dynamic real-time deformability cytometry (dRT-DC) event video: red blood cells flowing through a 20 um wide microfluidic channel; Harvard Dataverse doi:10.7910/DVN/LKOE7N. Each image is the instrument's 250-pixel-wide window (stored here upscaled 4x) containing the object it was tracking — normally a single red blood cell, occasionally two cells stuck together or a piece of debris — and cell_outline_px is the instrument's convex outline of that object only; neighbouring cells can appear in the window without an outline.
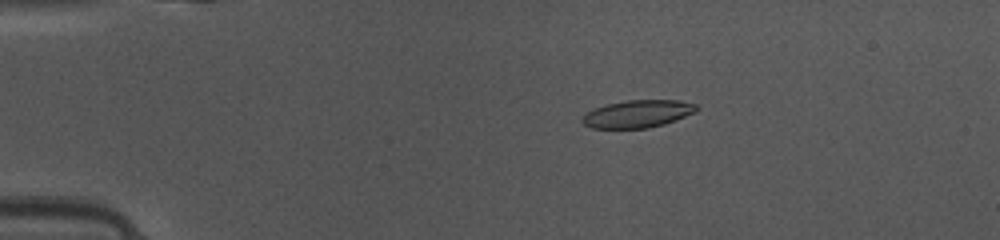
{"species": "common noctule bat (a hibernating species)", "species_latin": "Nyctalus noctula", "temperature_condition": "warm", "stored_images_in_passage": 49, "camera_frame_rate_fps": 3000, "um_per_image_px": 0.085, "animal": {"sex": "female", "body_mass_g": 10.0, "forearm_length_mm": 53.1}, "frame": {"image": 1, "passage_image": 10, "time_ms": 3.0, "image_size_px": [1000, 240], "cell_outline_px": [[700, 108], [696, 112], [676, 120], [664, 124], [648, 128], [592, 128], [584, 124], [580, 120], [588, 112], [596, 108], [608, 104], [628, 100], [680, 100], [696, 104]], "centroid_in_image_um": [54.26, 9.67], "position_along_channel_um": 30.7, "area_um2": 18.26}}
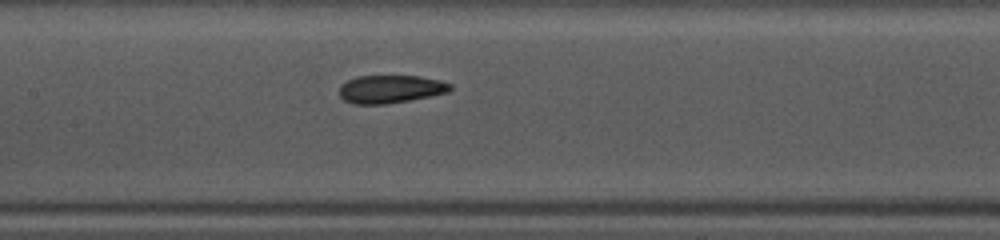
{"frame": {"image": 2, "passage_image": 24, "time_ms": 7.667, "image_size_px": [1000, 240], "cell_outline_px": [[452, 88], [448, 92], [432, 96], [384, 104], [352, 104], [344, 100], [340, 96], [340, 84], [356, 76], [420, 76], [440, 80], [452, 84]], "centroid_in_image_um": [33.19, 7.57], "position_along_channel_um": 174.2, "area_um2": 18.15}}
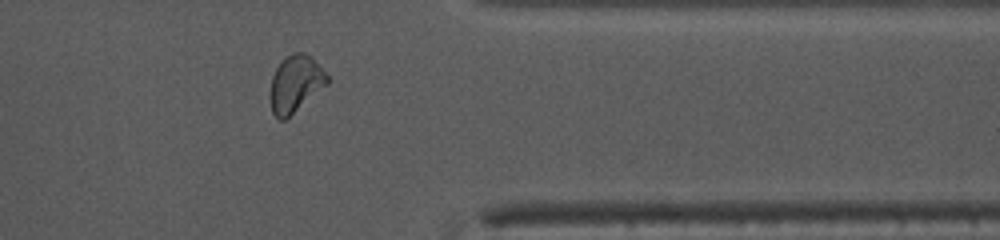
{"frame": {"image": 3, "passage_image": 40, "time_ms": 13.0, "image_size_px": [1000, 240], "cell_outline_px": [[328, 84], [284, 120], [280, 120], [272, 112], [272, 76], [276, 68], [292, 52], [304, 52], [328, 76]], "centroid_in_image_um": [25.12, 7.13], "position_along_channel_um": 386.3, "area_um2": 17.98}, "authors_computed_cell_mechanics": {"area_um2": 18.2648, "velocity_mm_per_s": 4.1369, "shape_relaxation_time_tau1_ms": 5.7925, "shape_relaxation_time_tau2_ms": 2.5062, "deformation_change_tau1": 0.1697, "deformation_change_tau2": 0.0517}}